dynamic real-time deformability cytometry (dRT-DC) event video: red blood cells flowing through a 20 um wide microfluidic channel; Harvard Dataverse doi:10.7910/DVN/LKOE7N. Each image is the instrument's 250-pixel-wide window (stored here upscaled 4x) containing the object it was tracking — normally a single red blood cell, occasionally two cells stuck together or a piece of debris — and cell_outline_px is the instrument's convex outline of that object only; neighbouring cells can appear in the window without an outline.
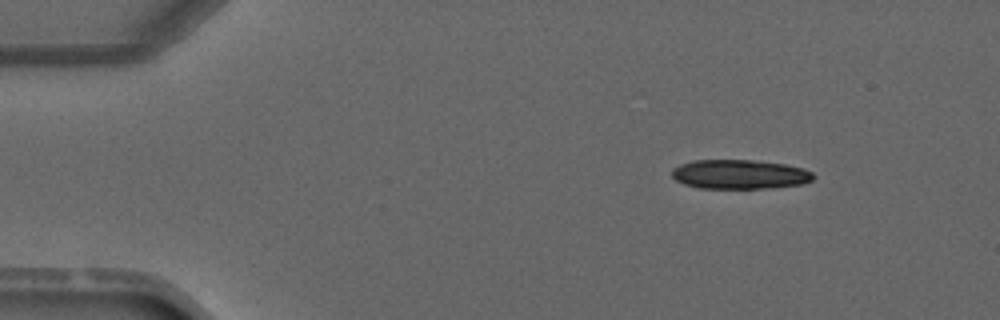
{"species": "common noctule bat (a hibernating species)", "species_latin": "Nyctalus noctula", "temperature_condition": "warm", "stored_images_in_passage": 3, "camera_frame_rate_fps": 3000, "um_per_image_px": 0.085, "animal": {"sex": "male", "forearm_length_mm": 52.5}, "frame": {"image": 1, "passage_image": 1, "time_ms": 0.0, "image_size_px": [1000, 320], "cell_outline_px": [[816, 176], [812, 180], [800, 184], [772, 188], [700, 188], [684, 184], [676, 180], [672, 176], [672, 168], [680, 164], [692, 160], [752, 160], [784, 164], [804, 168], [812, 172]], "centroid_in_image_um": [62.87, 14.81], "position_along_channel_um": 22.1, "area_um2": 24.22}}
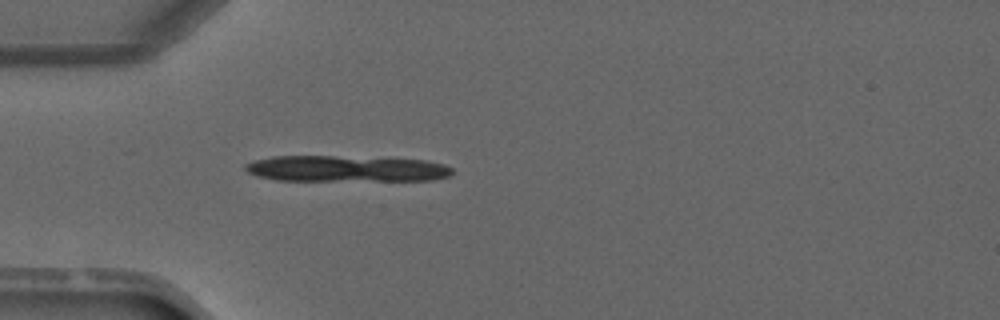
{"frame": {"image": 2, "passage_image": 3, "time_ms": 2.333, "image_size_px": [1000, 320], "cell_outline_px": [[452, 172], [448, 176], [432, 180], [276, 180], [256, 176], [248, 172], [244, 168], [244, 164], [256, 160], [272, 156], [332, 156], [424, 160], [444, 164], [452, 168]], "centroid_in_image_um": [29.38, 14.34], "position_along_channel_um": 55.6, "area_um2": 31.21}}